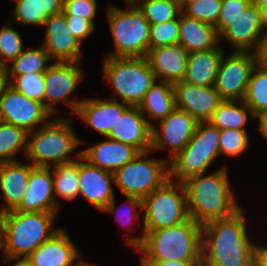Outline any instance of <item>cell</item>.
<instances>
[{"label":"cell","mask_w":267,"mask_h":266,"mask_svg":"<svg viewBox=\"0 0 267 266\" xmlns=\"http://www.w3.org/2000/svg\"><path fill=\"white\" fill-rule=\"evenodd\" d=\"M202 261H141V266H201Z\"/></svg>","instance_id":"cell-45"},{"label":"cell","mask_w":267,"mask_h":266,"mask_svg":"<svg viewBox=\"0 0 267 266\" xmlns=\"http://www.w3.org/2000/svg\"><path fill=\"white\" fill-rule=\"evenodd\" d=\"M221 6L222 0H192L182 6V13L189 18L215 26Z\"/></svg>","instance_id":"cell-37"},{"label":"cell","mask_w":267,"mask_h":266,"mask_svg":"<svg viewBox=\"0 0 267 266\" xmlns=\"http://www.w3.org/2000/svg\"><path fill=\"white\" fill-rule=\"evenodd\" d=\"M46 28L42 46L55 62H82L81 43L68 31L63 12L45 20Z\"/></svg>","instance_id":"cell-16"},{"label":"cell","mask_w":267,"mask_h":266,"mask_svg":"<svg viewBox=\"0 0 267 266\" xmlns=\"http://www.w3.org/2000/svg\"><path fill=\"white\" fill-rule=\"evenodd\" d=\"M65 15L83 17L90 20L94 25L97 15L96 0H63V11Z\"/></svg>","instance_id":"cell-43"},{"label":"cell","mask_w":267,"mask_h":266,"mask_svg":"<svg viewBox=\"0 0 267 266\" xmlns=\"http://www.w3.org/2000/svg\"><path fill=\"white\" fill-rule=\"evenodd\" d=\"M188 54L181 44H175L149 49L146 58L156 80L174 84L183 81Z\"/></svg>","instance_id":"cell-22"},{"label":"cell","mask_w":267,"mask_h":266,"mask_svg":"<svg viewBox=\"0 0 267 266\" xmlns=\"http://www.w3.org/2000/svg\"><path fill=\"white\" fill-rule=\"evenodd\" d=\"M1 215H2V213H1V211H0V228H1Z\"/></svg>","instance_id":"cell-57"},{"label":"cell","mask_w":267,"mask_h":266,"mask_svg":"<svg viewBox=\"0 0 267 266\" xmlns=\"http://www.w3.org/2000/svg\"><path fill=\"white\" fill-rule=\"evenodd\" d=\"M28 132L16 125L0 121V163L19 161L16 155L27 151Z\"/></svg>","instance_id":"cell-34"},{"label":"cell","mask_w":267,"mask_h":266,"mask_svg":"<svg viewBox=\"0 0 267 266\" xmlns=\"http://www.w3.org/2000/svg\"><path fill=\"white\" fill-rule=\"evenodd\" d=\"M150 152H140L133 160L113 173L114 185L125 197L132 196L143 200L170 179L167 158H148Z\"/></svg>","instance_id":"cell-10"},{"label":"cell","mask_w":267,"mask_h":266,"mask_svg":"<svg viewBox=\"0 0 267 266\" xmlns=\"http://www.w3.org/2000/svg\"><path fill=\"white\" fill-rule=\"evenodd\" d=\"M106 140L81 150V156L90 164L114 173L133 160L140 151L132 145L105 137Z\"/></svg>","instance_id":"cell-24"},{"label":"cell","mask_w":267,"mask_h":266,"mask_svg":"<svg viewBox=\"0 0 267 266\" xmlns=\"http://www.w3.org/2000/svg\"><path fill=\"white\" fill-rule=\"evenodd\" d=\"M126 203H130L129 207L127 206V209L125 211L116 212L115 210L117 209L115 206V197L113 200L102 210V212H108L113 215H117L116 220L123 225V229L128 230L130 232H133L134 229L132 230L133 227H131L134 222H138V227L142 228V236H137L136 235L133 237H129L126 239V244L130 245V247H133L134 249H137L143 242L144 239V227H143V205H142V199L138 197H132V196H126ZM142 218V220H141ZM142 222V223H141ZM142 224V227H141Z\"/></svg>","instance_id":"cell-33"},{"label":"cell","mask_w":267,"mask_h":266,"mask_svg":"<svg viewBox=\"0 0 267 266\" xmlns=\"http://www.w3.org/2000/svg\"><path fill=\"white\" fill-rule=\"evenodd\" d=\"M12 24L8 21L0 29V64L5 67L24 50L22 36Z\"/></svg>","instance_id":"cell-38"},{"label":"cell","mask_w":267,"mask_h":266,"mask_svg":"<svg viewBox=\"0 0 267 266\" xmlns=\"http://www.w3.org/2000/svg\"><path fill=\"white\" fill-rule=\"evenodd\" d=\"M176 108L188 112L198 122H208L223 101L213 86H197L179 81L173 84Z\"/></svg>","instance_id":"cell-17"},{"label":"cell","mask_w":267,"mask_h":266,"mask_svg":"<svg viewBox=\"0 0 267 266\" xmlns=\"http://www.w3.org/2000/svg\"><path fill=\"white\" fill-rule=\"evenodd\" d=\"M144 232L167 228L189 218L182 182L168 179L142 200Z\"/></svg>","instance_id":"cell-9"},{"label":"cell","mask_w":267,"mask_h":266,"mask_svg":"<svg viewBox=\"0 0 267 266\" xmlns=\"http://www.w3.org/2000/svg\"><path fill=\"white\" fill-rule=\"evenodd\" d=\"M188 53L206 51L219 44V35L213 25L187 17L179 16V42Z\"/></svg>","instance_id":"cell-27"},{"label":"cell","mask_w":267,"mask_h":266,"mask_svg":"<svg viewBox=\"0 0 267 266\" xmlns=\"http://www.w3.org/2000/svg\"><path fill=\"white\" fill-rule=\"evenodd\" d=\"M68 31L80 42L86 39L95 29V25L88 19L65 15Z\"/></svg>","instance_id":"cell-44"},{"label":"cell","mask_w":267,"mask_h":266,"mask_svg":"<svg viewBox=\"0 0 267 266\" xmlns=\"http://www.w3.org/2000/svg\"><path fill=\"white\" fill-rule=\"evenodd\" d=\"M112 184H115L112 172L79 157V195L97 210L102 211L115 197Z\"/></svg>","instance_id":"cell-18"},{"label":"cell","mask_w":267,"mask_h":266,"mask_svg":"<svg viewBox=\"0 0 267 266\" xmlns=\"http://www.w3.org/2000/svg\"><path fill=\"white\" fill-rule=\"evenodd\" d=\"M68 232L61 228L26 259L31 266H73L81 258Z\"/></svg>","instance_id":"cell-21"},{"label":"cell","mask_w":267,"mask_h":266,"mask_svg":"<svg viewBox=\"0 0 267 266\" xmlns=\"http://www.w3.org/2000/svg\"><path fill=\"white\" fill-rule=\"evenodd\" d=\"M254 53L256 56V64L267 69V34L259 41L258 47Z\"/></svg>","instance_id":"cell-46"},{"label":"cell","mask_w":267,"mask_h":266,"mask_svg":"<svg viewBox=\"0 0 267 266\" xmlns=\"http://www.w3.org/2000/svg\"><path fill=\"white\" fill-rule=\"evenodd\" d=\"M52 61L41 45L30 50H23L12 62L6 66L7 82L10 84L17 76L29 73H44Z\"/></svg>","instance_id":"cell-31"},{"label":"cell","mask_w":267,"mask_h":266,"mask_svg":"<svg viewBox=\"0 0 267 266\" xmlns=\"http://www.w3.org/2000/svg\"><path fill=\"white\" fill-rule=\"evenodd\" d=\"M128 9L107 7V18L115 50L110 57H146L149 50L150 24L136 5Z\"/></svg>","instance_id":"cell-7"},{"label":"cell","mask_w":267,"mask_h":266,"mask_svg":"<svg viewBox=\"0 0 267 266\" xmlns=\"http://www.w3.org/2000/svg\"><path fill=\"white\" fill-rule=\"evenodd\" d=\"M128 5H135L139 0H123Z\"/></svg>","instance_id":"cell-55"},{"label":"cell","mask_w":267,"mask_h":266,"mask_svg":"<svg viewBox=\"0 0 267 266\" xmlns=\"http://www.w3.org/2000/svg\"><path fill=\"white\" fill-rule=\"evenodd\" d=\"M251 4L256 5L257 7L267 6V0H250Z\"/></svg>","instance_id":"cell-52"},{"label":"cell","mask_w":267,"mask_h":266,"mask_svg":"<svg viewBox=\"0 0 267 266\" xmlns=\"http://www.w3.org/2000/svg\"><path fill=\"white\" fill-rule=\"evenodd\" d=\"M51 116L43 103L28 98L9 83L4 87L0 95V121L31 132L39 124L45 125Z\"/></svg>","instance_id":"cell-13"},{"label":"cell","mask_w":267,"mask_h":266,"mask_svg":"<svg viewBox=\"0 0 267 266\" xmlns=\"http://www.w3.org/2000/svg\"><path fill=\"white\" fill-rule=\"evenodd\" d=\"M139 108L151 126L165 119L176 109L173 84L156 80L146 92ZM146 115L149 119L152 118L153 122Z\"/></svg>","instance_id":"cell-28"},{"label":"cell","mask_w":267,"mask_h":266,"mask_svg":"<svg viewBox=\"0 0 267 266\" xmlns=\"http://www.w3.org/2000/svg\"><path fill=\"white\" fill-rule=\"evenodd\" d=\"M57 213L8 211L1 215L4 237L3 262L9 258H27L61 228H56Z\"/></svg>","instance_id":"cell-5"},{"label":"cell","mask_w":267,"mask_h":266,"mask_svg":"<svg viewBox=\"0 0 267 266\" xmlns=\"http://www.w3.org/2000/svg\"><path fill=\"white\" fill-rule=\"evenodd\" d=\"M242 207L229 217L202 225L201 266H254L256 242L247 231Z\"/></svg>","instance_id":"cell-1"},{"label":"cell","mask_w":267,"mask_h":266,"mask_svg":"<svg viewBox=\"0 0 267 266\" xmlns=\"http://www.w3.org/2000/svg\"><path fill=\"white\" fill-rule=\"evenodd\" d=\"M33 167L30 162L25 164L20 160L0 163V191L5 200L0 207L1 213L15 210L20 205Z\"/></svg>","instance_id":"cell-25"},{"label":"cell","mask_w":267,"mask_h":266,"mask_svg":"<svg viewBox=\"0 0 267 266\" xmlns=\"http://www.w3.org/2000/svg\"><path fill=\"white\" fill-rule=\"evenodd\" d=\"M256 119L258 120L257 129L260 135H262V137L267 140V111L262 113Z\"/></svg>","instance_id":"cell-48"},{"label":"cell","mask_w":267,"mask_h":266,"mask_svg":"<svg viewBox=\"0 0 267 266\" xmlns=\"http://www.w3.org/2000/svg\"><path fill=\"white\" fill-rule=\"evenodd\" d=\"M224 53L220 43L210 50L189 53L183 81L197 86H213Z\"/></svg>","instance_id":"cell-26"},{"label":"cell","mask_w":267,"mask_h":266,"mask_svg":"<svg viewBox=\"0 0 267 266\" xmlns=\"http://www.w3.org/2000/svg\"><path fill=\"white\" fill-rule=\"evenodd\" d=\"M10 85L28 98L41 102L44 105V73H29L17 76Z\"/></svg>","instance_id":"cell-41"},{"label":"cell","mask_w":267,"mask_h":266,"mask_svg":"<svg viewBox=\"0 0 267 266\" xmlns=\"http://www.w3.org/2000/svg\"><path fill=\"white\" fill-rule=\"evenodd\" d=\"M73 266H97V265L91 264V263L85 262V260L79 259Z\"/></svg>","instance_id":"cell-53"},{"label":"cell","mask_w":267,"mask_h":266,"mask_svg":"<svg viewBox=\"0 0 267 266\" xmlns=\"http://www.w3.org/2000/svg\"><path fill=\"white\" fill-rule=\"evenodd\" d=\"M246 130L223 129L219 135V153L227 157H239L249 147V137Z\"/></svg>","instance_id":"cell-39"},{"label":"cell","mask_w":267,"mask_h":266,"mask_svg":"<svg viewBox=\"0 0 267 266\" xmlns=\"http://www.w3.org/2000/svg\"><path fill=\"white\" fill-rule=\"evenodd\" d=\"M52 168L54 197L57 207L60 203L56 196L65 200H73L79 196V157L76 161L56 165Z\"/></svg>","instance_id":"cell-32"},{"label":"cell","mask_w":267,"mask_h":266,"mask_svg":"<svg viewBox=\"0 0 267 266\" xmlns=\"http://www.w3.org/2000/svg\"><path fill=\"white\" fill-rule=\"evenodd\" d=\"M226 166L206 175L201 173L183 181L186 190L188 215L196 223L231 216L241 208L230 187Z\"/></svg>","instance_id":"cell-2"},{"label":"cell","mask_w":267,"mask_h":266,"mask_svg":"<svg viewBox=\"0 0 267 266\" xmlns=\"http://www.w3.org/2000/svg\"><path fill=\"white\" fill-rule=\"evenodd\" d=\"M179 42V17L163 23L150 24L149 49L175 45Z\"/></svg>","instance_id":"cell-40"},{"label":"cell","mask_w":267,"mask_h":266,"mask_svg":"<svg viewBox=\"0 0 267 266\" xmlns=\"http://www.w3.org/2000/svg\"><path fill=\"white\" fill-rule=\"evenodd\" d=\"M2 250L4 251V237H3L2 230L0 228V251L2 252Z\"/></svg>","instance_id":"cell-54"},{"label":"cell","mask_w":267,"mask_h":266,"mask_svg":"<svg viewBox=\"0 0 267 266\" xmlns=\"http://www.w3.org/2000/svg\"><path fill=\"white\" fill-rule=\"evenodd\" d=\"M254 266H267V246L257 244L254 252Z\"/></svg>","instance_id":"cell-47"},{"label":"cell","mask_w":267,"mask_h":266,"mask_svg":"<svg viewBox=\"0 0 267 266\" xmlns=\"http://www.w3.org/2000/svg\"><path fill=\"white\" fill-rule=\"evenodd\" d=\"M255 66L256 56L254 52L233 51L226 59L224 53L214 84L220 98L230 101L244 100Z\"/></svg>","instance_id":"cell-12"},{"label":"cell","mask_w":267,"mask_h":266,"mask_svg":"<svg viewBox=\"0 0 267 266\" xmlns=\"http://www.w3.org/2000/svg\"><path fill=\"white\" fill-rule=\"evenodd\" d=\"M220 130L209 122H198L195 133L183 150L169 162L170 179L183 182L189 177L207 173L220 156Z\"/></svg>","instance_id":"cell-8"},{"label":"cell","mask_w":267,"mask_h":266,"mask_svg":"<svg viewBox=\"0 0 267 266\" xmlns=\"http://www.w3.org/2000/svg\"><path fill=\"white\" fill-rule=\"evenodd\" d=\"M264 35L260 8L250 4L219 34V43L224 40L234 51L255 52Z\"/></svg>","instance_id":"cell-15"},{"label":"cell","mask_w":267,"mask_h":266,"mask_svg":"<svg viewBox=\"0 0 267 266\" xmlns=\"http://www.w3.org/2000/svg\"><path fill=\"white\" fill-rule=\"evenodd\" d=\"M106 137L132 145L140 152H147L151 150L152 126L139 106H129Z\"/></svg>","instance_id":"cell-20"},{"label":"cell","mask_w":267,"mask_h":266,"mask_svg":"<svg viewBox=\"0 0 267 266\" xmlns=\"http://www.w3.org/2000/svg\"><path fill=\"white\" fill-rule=\"evenodd\" d=\"M4 263H13V266H31L26 258H9Z\"/></svg>","instance_id":"cell-50"},{"label":"cell","mask_w":267,"mask_h":266,"mask_svg":"<svg viewBox=\"0 0 267 266\" xmlns=\"http://www.w3.org/2000/svg\"><path fill=\"white\" fill-rule=\"evenodd\" d=\"M58 210L54 197L52 168L34 166L25 195L14 211L58 213Z\"/></svg>","instance_id":"cell-19"},{"label":"cell","mask_w":267,"mask_h":266,"mask_svg":"<svg viewBox=\"0 0 267 266\" xmlns=\"http://www.w3.org/2000/svg\"><path fill=\"white\" fill-rule=\"evenodd\" d=\"M12 20L23 25L43 26L45 20L63 11V0H13Z\"/></svg>","instance_id":"cell-29"},{"label":"cell","mask_w":267,"mask_h":266,"mask_svg":"<svg viewBox=\"0 0 267 266\" xmlns=\"http://www.w3.org/2000/svg\"><path fill=\"white\" fill-rule=\"evenodd\" d=\"M239 103V104H236ZM249 115V116H248ZM253 116L250 108L244 101H230L223 100L212 114L209 123L217 127L219 130L223 129H237L245 130L248 119Z\"/></svg>","instance_id":"cell-30"},{"label":"cell","mask_w":267,"mask_h":266,"mask_svg":"<svg viewBox=\"0 0 267 266\" xmlns=\"http://www.w3.org/2000/svg\"><path fill=\"white\" fill-rule=\"evenodd\" d=\"M136 251L140 261H202V225L189 217L181 224L144 232Z\"/></svg>","instance_id":"cell-3"},{"label":"cell","mask_w":267,"mask_h":266,"mask_svg":"<svg viewBox=\"0 0 267 266\" xmlns=\"http://www.w3.org/2000/svg\"><path fill=\"white\" fill-rule=\"evenodd\" d=\"M243 101L250 108L255 119L267 111V69L256 64Z\"/></svg>","instance_id":"cell-35"},{"label":"cell","mask_w":267,"mask_h":266,"mask_svg":"<svg viewBox=\"0 0 267 266\" xmlns=\"http://www.w3.org/2000/svg\"><path fill=\"white\" fill-rule=\"evenodd\" d=\"M152 126L151 152L169 150L170 162L178 155L193 137L198 121L188 112L176 108L165 119Z\"/></svg>","instance_id":"cell-14"},{"label":"cell","mask_w":267,"mask_h":266,"mask_svg":"<svg viewBox=\"0 0 267 266\" xmlns=\"http://www.w3.org/2000/svg\"><path fill=\"white\" fill-rule=\"evenodd\" d=\"M7 84L6 67L0 64V95Z\"/></svg>","instance_id":"cell-49"},{"label":"cell","mask_w":267,"mask_h":266,"mask_svg":"<svg viewBox=\"0 0 267 266\" xmlns=\"http://www.w3.org/2000/svg\"><path fill=\"white\" fill-rule=\"evenodd\" d=\"M82 62H54L44 72L45 93L44 107L55 117L59 112L55 107L59 102H64L75 115L83 99H69L78 88L84 73L81 70Z\"/></svg>","instance_id":"cell-11"},{"label":"cell","mask_w":267,"mask_h":266,"mask_svg":"<svg viewBox=\"0 0 267 266\" xmlns=\"http://www.w3.org/2000/svg\"><path fill=\"white\" fill-rule=\"evenodd\" d=\"M72 121L53 117L45 125L28 132L26 160L39 167H54L76 161L81 151L76 155L72 153L84 142L72 128Z\"/></svg>","instance_id":"cell-4"},{"label":"cell","mask_w":267,"mask_h":266,"mask_svg":"<svg viewBox=\"0 0 267 266\" xmlns=\"http://www.w3.org/2000/svg\"><path fill=\"white\" fill-rule=\"evenodd\" d=\"M135 5L149 24L177 19L182 13L181 4L174 0H139Z\"/></svg>","instance_id":"cell-36"},{"label":"cell","mask_w":267,"mask_h":266,"mask_svg":"<svg viewBox=\"0 0 267 266\" xmlns=\"http://www.w3.org/2000/svg\"><path fill=\"white\" fill-rule=\"evenodd\" d=\"M129 105L119 100L87 98L79 104L76 115L94 131L106 137Z\"/></svg>","instance_id":"cell-23"},{"label":"cell","mask_w":267,"mask_h":266,"mask_svg":"<svg viewBox=\"0 0 267 266\" xmlns=\"http://www.w3.org/2000/svg\"><path fill=\"white\" fill-rule=\"evenodd\" d=\"M261 22L264 28L265 34H267V6L260 7Z\"/></svg>","instance_id":"cell-51"},{"label":"cell","mask_w":267,"mask_h":266,"mask_svg":"<svg viewBox=\"0 0 267 266\" xmlns=\"http://www.w3.org/2000/svg\"><path fill=\"white\" fill-rule=\"evenodd\" d=\"M251 4L250 0H222L221 11L215 25L219 35L231 21L236 19Z\"/></svg>","instance_id":"cell-42"},{"label":"cell","mask_w":267,"mask_h":266,"mask_svg":"<svg viewBox=\"0 0 267 266\" xmlns=\"http://www.w3.org/2000/svg\"><path fill=\"white\" fill-rule=\"evenodd\" d=\"M174 1H177L178 3H180V4H181V6H183V5H184V0H174Z\"/></svg>","instance_id":"cell-56"},{"label":"cell","mask_w":267,"mask_h":266,"mask_svg":"<svg viewBox=\"0 0 267 266\" xmlns=\"http://www.w3.org/2000/svg\"><path fill=\"white\" fill-rule=\"evenodd\" d=\"M103 77L113 87V100L118 97L124 104L139 106L156 77L146 57L105 56Z\"/></svg>","instance_id":"cell-6"}]
</instances>
